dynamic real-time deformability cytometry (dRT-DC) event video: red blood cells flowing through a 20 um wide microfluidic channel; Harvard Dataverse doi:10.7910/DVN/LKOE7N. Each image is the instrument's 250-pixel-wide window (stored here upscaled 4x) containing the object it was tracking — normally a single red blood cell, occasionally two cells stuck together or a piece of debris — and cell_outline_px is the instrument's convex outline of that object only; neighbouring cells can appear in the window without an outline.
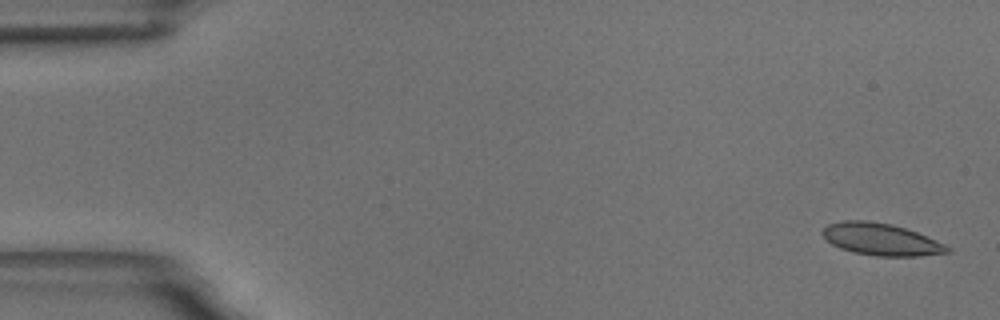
{"species": "common noctule bat (a hibernating species)", "species_latin": "Nyctalus noctula", "temperature_condition": "room temperature", "stored_images_in_passage": 8, "camera_frame_rate_fps": 3000, "um_per_image_px": 0.085, "animal": {"sex": "male", "body_mass_g": 18.8}, "frame": {"image": 1, "passage_image": 1, "time_ms": 0.0, "image_size_px": [1000, 320], "cell_outline_px": [[952, 252], [920, 256], [876, 256], [852, 252], [840, 248], [832, 244], [820, 232], [828, 224], [844, 220], [868, 220], [892, 224], [916, 232], [944, 244], [952, 248]], "centroid_in_image_um": [74.88, 20.35], "position_along_channel_um": 10.1, "area_um2": 23.29}}
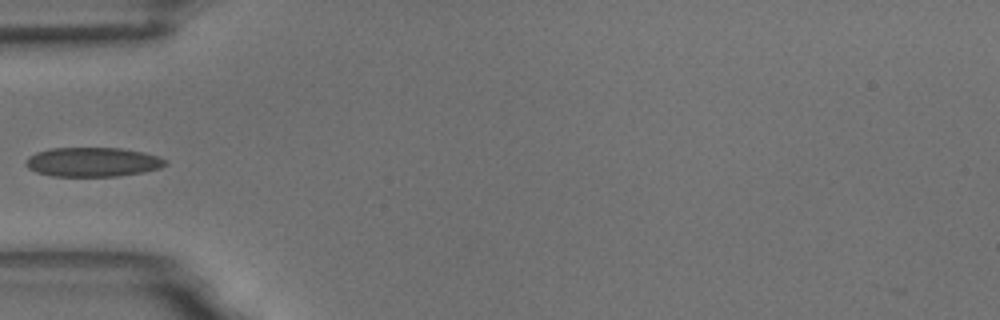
{"frame": {"image": 2, "passage_image": 5, "time_ms": 5.667, "image_size_px": [1000, 320], "cell_outline_px": [[168, 164], [160, 168], [144, 172], [120, 176], [52, 176], [36, 172], [28, 168], [24, 164], [24, 160], [28, 156], [36, 152], [48, 148], [120, 148], [144, 152], [160, 156], [168, 160]], "centroid_in_image_um": [7.89, 13.77], "position_along_channel_um": 77.1, "area_um2": 24.22}}